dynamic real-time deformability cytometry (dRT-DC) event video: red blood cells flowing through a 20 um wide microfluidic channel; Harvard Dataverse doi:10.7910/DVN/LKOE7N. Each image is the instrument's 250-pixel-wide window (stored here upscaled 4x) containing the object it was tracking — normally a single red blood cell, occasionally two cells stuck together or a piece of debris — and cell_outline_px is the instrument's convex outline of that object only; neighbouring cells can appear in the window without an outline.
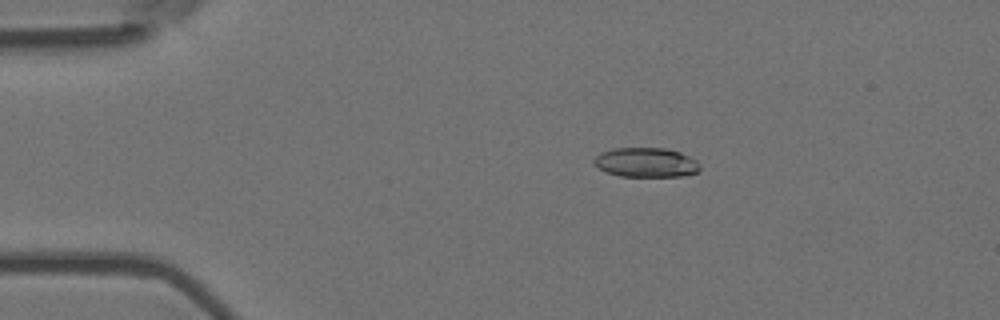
{"species": "Egyptian fruit bat (a non-hibernating species)", "species_latin": "Rousettus aegyptiacus", "temperature_condition": "room temperature", "stored_images_in_passage": 55, "camera_frame_rate_fps": 3000, "um_per_image_px": 0.085, "animal": {"sex": "female"}, "frame": {"image": 1, "passage_image": 10, "time_ms": 3.0, "image_size_px": [1000, 320], "cell_outline_px": [[700, 168], [696, 172], [680, 176], [620, 176], [608, 172], [600, 168], [592, 160], [600, 152], [612, 148], [664, 148], [680, 152], [696, 160], [700, 164]], "centroid_in_image_um": [54.91, 13.79], "position_along_channel_um": 30.1, "area_um2": 18.03}}
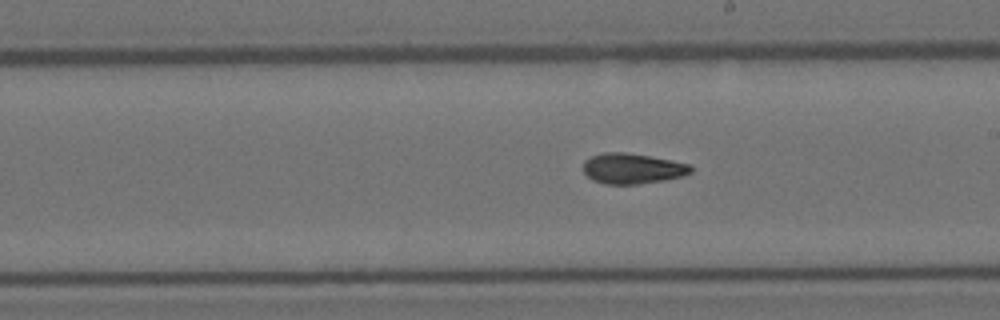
{"frame": {"image": 2, "passage_image": 31, "time_ms": 10.0, "image_size_px": [1000, 320], "cell_outline_px": [[692, 172], [684, 176], [664, 180], [636, 184], [604, 184], [592, 180], [584, 172], [584, 160], [592, 156], [604, 152], [624, 152], [648, 156], [688, 164], [692, 168]], "centroid_in_image_um": [53.73, 14.33], "position_along_channel_um": 235.3, "area_um2": 18.9}}
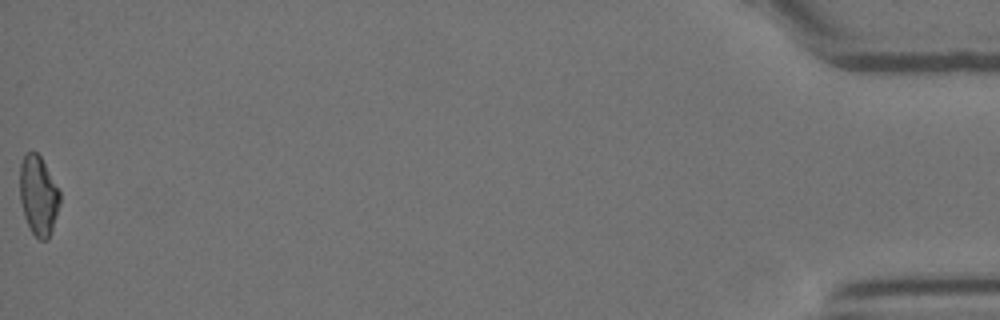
{"frame": {"image": 3, "passage_image": 55, "time_ms": 18.0, "image_size_px": [1000, 320], "cell_outline_px": [[60, 204], [48, 240], [40, 240], [32, 232], [24, 216], [20, 200], [20, 164], [24, 156], [28, 152], [36, 152], [40, 156], [60, 192]], "centroid_in_image_um": [3.26, 16.63], "position_along_channel_um": 431.9, "area_um2": 18.26}, "authors_computed_cell_mechanics": {"area_um2": 18.9006, "velocity_mm_per_s": 3.6959, "shape_relaxation_time_tau1_ms": 6.2459, "shape_relaxation_time_tau2_ms": 4.2366, "deformation_change_tau1": 0.1837, "deformation_change_tau2": 0.1046}}